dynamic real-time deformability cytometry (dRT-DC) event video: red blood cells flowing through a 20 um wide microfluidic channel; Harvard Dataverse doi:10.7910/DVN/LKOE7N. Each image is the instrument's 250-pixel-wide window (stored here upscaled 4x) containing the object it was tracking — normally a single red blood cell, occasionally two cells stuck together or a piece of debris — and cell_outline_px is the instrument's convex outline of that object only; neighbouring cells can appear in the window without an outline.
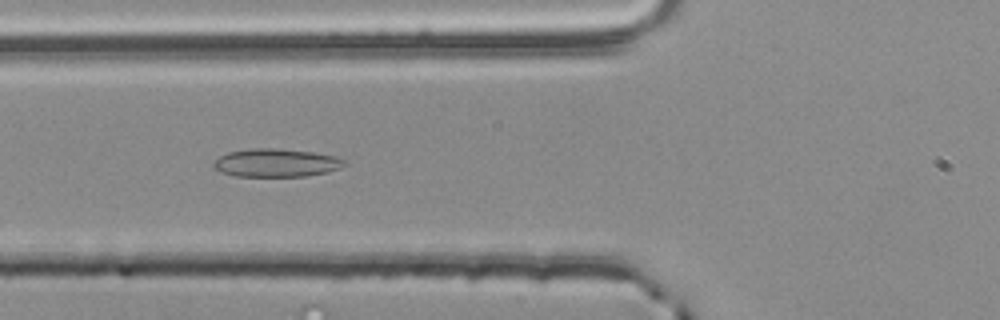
{"species": "common noctule bat (a hibernating species)", "species_latin": "Nyctalus noctula", "temperature_condition": "room temperature", "stored_images_in_passage": 55, "camera_frame_rate_fps": 3000, "um_per_image_px": 0.085, "animal": {"sex": "male", "body_mass_g": 20.4}, "frame": {"image": 1, "passage_image": 21, "time_ms": 6.667, "image_size_px": [1000, 320], "cell_outline_px": [[344, 164], [340, 168], [308, 176], [236, 176], [220, 172], [212, 168], [212, 164], [220, 156], [228, 152], [252, 148], [276, 148], [312, 152], [332, 156], [344, 160]], "centroid_in_image_um": [23.4, 13.84], "position_along_channel_um": 102.4, "area_um2": 21.27}}
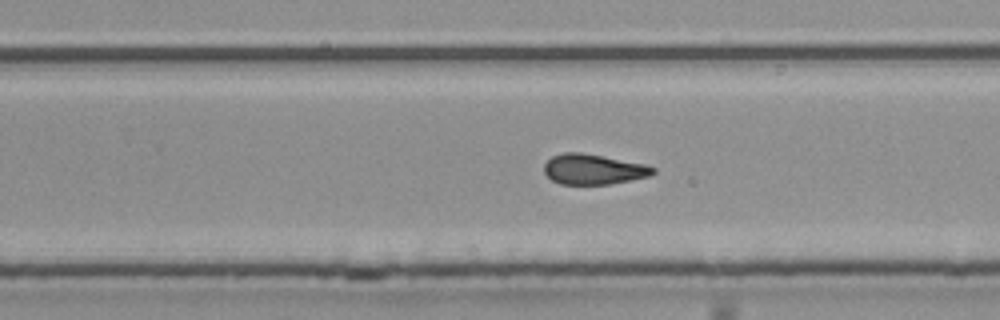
{"frame": {"image": 2, "passage_image": 35, "time_ms": 11.333, "image_size_px": [1000, 320], "cell_outline_px": [[656, 172], [648, 176], [632, 180], [608, 184], [560, 184], [552, 180], [544, 172], [544, 164], [552, 156], [564, 152], [580, 152], [644, 164], [656, 168]], "centroid_in_image_um": [50.42, 14.39], "position_along_channel_um": 279.4, "area_um2": 19.07}}
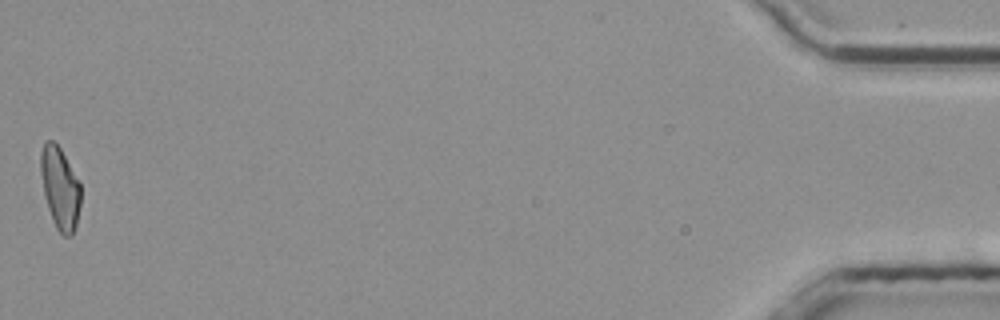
{"frame": {"image": 3, "passage_image": 55, "time_ms": 18.0, "image_size_px": [1000, 320], "cell_outline_px": [[80, 204], [76, 224], [72, 236], [64, 236], [56, 228], [48, 208], [44, 196], [40, 172], [40, 152], [44, 140], [52, 140], [60, 148], [80, 184]], "centroid_in_image_um": [5.07, 15.97], "position_along_channel_um": 430.1, "area_um2": 19.02}, "authors_computed_cell_mechanics": {"area_um2": 19.941, "velocity_mm_per_s": 3.7919, "shape_relaxation_time_tau1_ms": 9.4175, "shape_relaxation_time_tau2_ms": 2.9717, "deformation_change_tau1": 0.2041, "deformation_change_tau2": 0.1036}}